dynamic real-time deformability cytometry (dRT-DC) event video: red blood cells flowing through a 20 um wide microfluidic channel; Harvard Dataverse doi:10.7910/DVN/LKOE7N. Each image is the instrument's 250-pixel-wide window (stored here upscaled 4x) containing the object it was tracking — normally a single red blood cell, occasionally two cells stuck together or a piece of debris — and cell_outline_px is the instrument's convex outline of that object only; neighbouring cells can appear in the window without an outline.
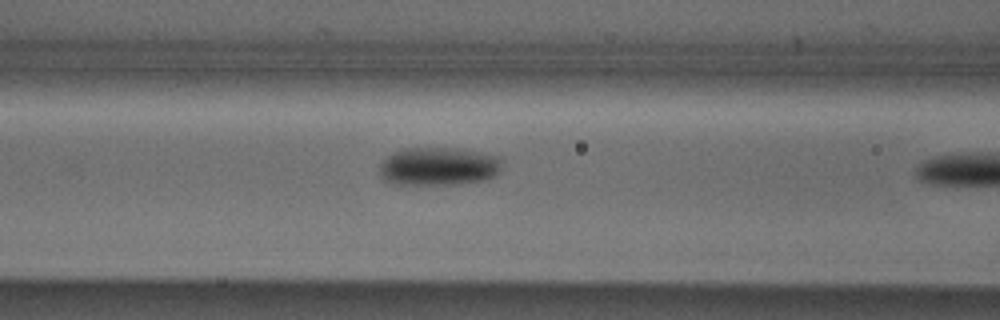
{"species": "Egyptian fruit bat (a non-hibernating species)", "species_latin": "Rousettus aegyptiacus", "temperature_condition": "cold", "stored_images_in_passage": 8, "camera_frame_rate_fps": 3000, "um_per_image_px": 0.085, "animal": {"sex": "male"}, "frame": {"image": 1, "passage_image": 7, "time_ms": 2.0, "image_size_px": [1000, 320], "cell_outline_px": [[488, 172], [480, 176], [396, 176], [388, 168], [396, 160], [408, 156], [472, 160], [488, 164]], "centroid_in_image_um": [37.17, 14.21], "position_along_channel_um": 129.4, "area_um2": 11.85}}